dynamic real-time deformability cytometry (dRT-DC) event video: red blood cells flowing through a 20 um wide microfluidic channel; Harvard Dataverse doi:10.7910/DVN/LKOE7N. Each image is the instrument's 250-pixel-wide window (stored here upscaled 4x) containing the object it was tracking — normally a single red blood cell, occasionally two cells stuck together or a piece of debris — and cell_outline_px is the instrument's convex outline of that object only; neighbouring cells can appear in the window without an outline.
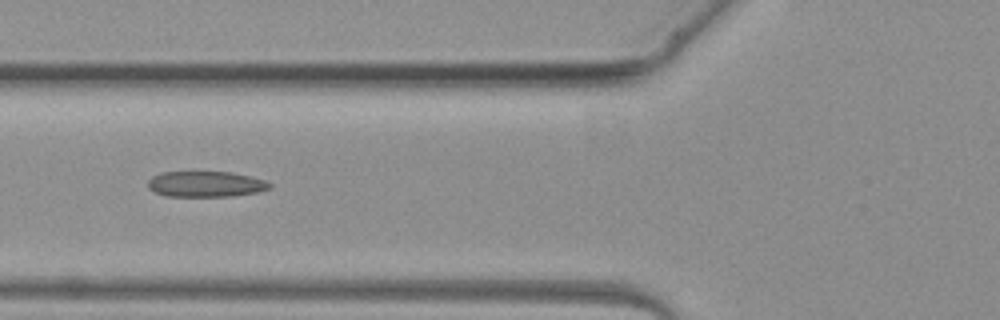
{"species": "common noctule bat (a hibernating species)", "species_latin": "Nyctalus noctula", "temperature_condition": "warm", "stored_images_in_passage": 5, "camera_frame_rate_fps": 3000, "um_per_image_px": 0.085, "animal": {"sex": "female", "body_mass_g": 19.3, "forearm_length_mm": 54.1}, "frame": {"image": 1, "passage_image": 5, "time_ms": 4.667, "image_size_px": [1000, 320], "cell_outline_px": [[272, 188], [260, 192], [232, 196], [164, 196], [148, 188], [148, 180], [152, 176], [160, 172], [232, 172], [264, 180], [272, 184]], "centroid_in_image_um": [17.49, 15.65], "position_along_channel_um": 108.3, "area_um2": 18.32}}